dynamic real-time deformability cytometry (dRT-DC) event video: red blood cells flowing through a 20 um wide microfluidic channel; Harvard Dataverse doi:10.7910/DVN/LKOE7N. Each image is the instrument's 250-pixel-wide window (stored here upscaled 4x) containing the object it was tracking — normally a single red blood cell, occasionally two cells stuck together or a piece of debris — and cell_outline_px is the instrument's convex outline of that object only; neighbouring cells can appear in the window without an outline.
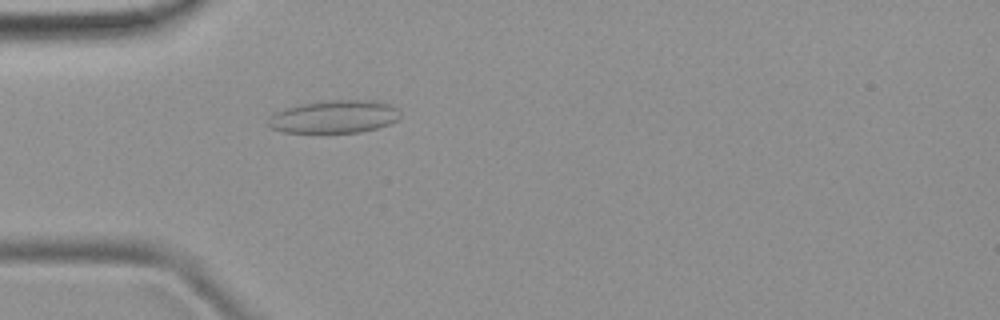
{"species": "common noctule bat (a hibernating species)", "species_latin": "Nyctalus noctula", "temperature_condition": "room temperature", "stored_images_in_passage": 1, "camera_frame_rate_fps": 3000, "um_per_image_px": 0.085, "animal": {"sex": "female", "body_mass_g": 19.9}, "frame": {"image": 1, "passage_image": 1, "time_ms": 0.0, "image_size_px": [1000, 320], "cell_outline_px": [[400, 120], [376, 128], [360, 132], [284, 132], [272, 128], [268, 124], [268, 120], [276, 112], [284, 108], [300, 104], [328, 100], [380, 100], [396, 108], [400, 112]], "centroid_in_image_um": [28.45, 9.91], "position_along_channel_um": 56.5, "area_um2": 25.2}}